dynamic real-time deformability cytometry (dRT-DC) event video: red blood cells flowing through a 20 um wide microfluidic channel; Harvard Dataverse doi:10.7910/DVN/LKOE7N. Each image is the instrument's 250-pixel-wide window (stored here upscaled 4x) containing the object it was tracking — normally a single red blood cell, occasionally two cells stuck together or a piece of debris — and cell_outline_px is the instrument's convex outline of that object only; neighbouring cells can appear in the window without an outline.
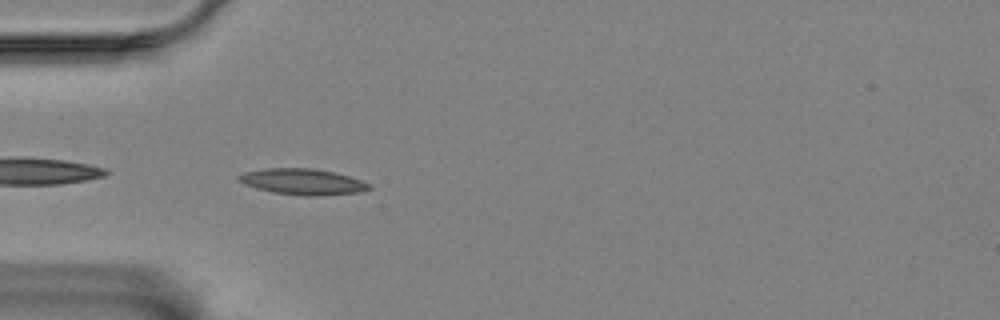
{"species": "Egyptian fruit bat (a non-hibernating species)", "species_latin": "Rousettus aegyptiacus", "temperature_condition": "room temperature", "stored_images_in_passage": 42, "camera_frame_rate_fps": 3000, "um_per_image_px": 0.085, "animal": {"sex": "female"}, "frame": {"image": 1, "passage_image": 2, "time_ms": 0.333, "image_size_px": [1000, 320], "cell_outline_px": [[372, 188], [360, 192], [320, 196], [304, 196], [272, 192], [256, 188], [244, 184], [236, 180], [236, 176], [244, 172], [264, 168], [312, 168], [336, 172], [372, 184]], "centroid_in_image_um": [25.71, 15.44], "position_along_channel_um": 59.3, "area_um2": 20.0}}
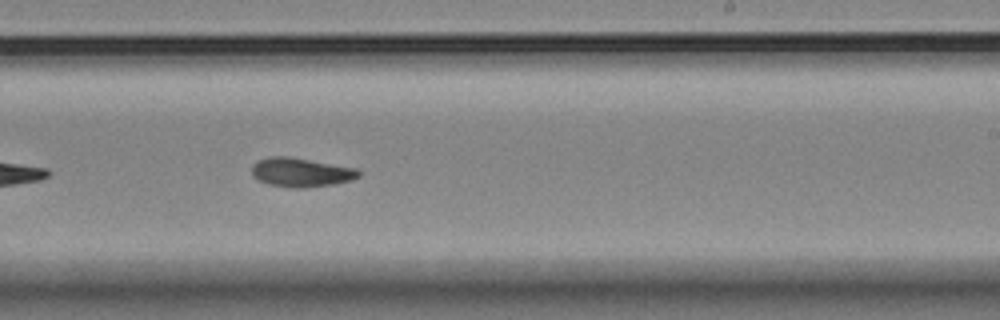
{"frame": {"image": 2, "passage_image": 20, "time_ms": 6.333, "image_size_px": [1000, 320], "cell_outline_px": [[360, 176], [352, 180], [336, 184], [304, 188], [292, 188], [268, 184], [252, 176], [252, 164], [268, 156], [288, 156], [356, 168], [360, 172]], "centroid_in_image_um": [25.59, 14.65], "position_along_channel_um": 263.4, "area_um2": 18.15}}
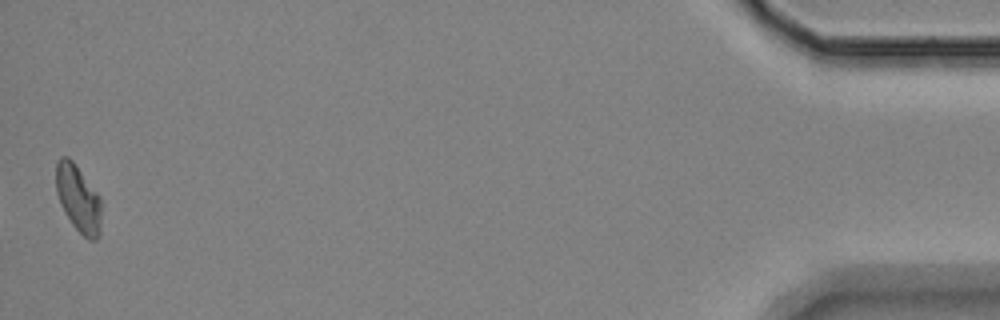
{"frame": {"image": 3, "passage_image": 42, "time_ms": 13.667, "image_size_px": [1000, 320], "cell_outline_px": [[100, 236], [96, 240], [88, 240], [72, 224], [60, 204], [56, 192], [56, 164], [60, 156], [68, 156], [72, 160], [100, 196]], "centroid_in_image_um": [6.64, 16.87], "position_along_channel_um": 428.6, "area_um2": 17.63}, "authors_computed_cell_mechanics": {"area_um2": 17.6579, "velocity_mm_per_s": 3.4485, "shape_relaxation_time_tau1_ms": 4.9028, "shape_relaxation_time_tau2_ms": 4.4358, "deformation_change_tau1": 0.1337, "deformation_change_tau2": 0.0875}}